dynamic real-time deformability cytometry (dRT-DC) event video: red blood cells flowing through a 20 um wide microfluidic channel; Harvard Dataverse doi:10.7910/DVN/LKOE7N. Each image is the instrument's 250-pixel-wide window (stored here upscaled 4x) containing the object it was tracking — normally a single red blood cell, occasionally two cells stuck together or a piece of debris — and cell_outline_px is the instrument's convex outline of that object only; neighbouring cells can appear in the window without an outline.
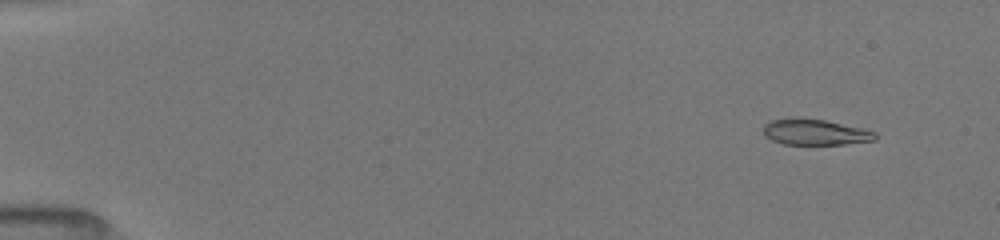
{"species": "common noctule bat (a hibernating species)", "species_latin": "Nyctalus noctula", "temperature_condition": "room temperature", "stored_images_in_passage": 20, "camera_frame_rate_fps": 3000, "um_per_image_px": 0.085, "animal": {"sex": "female", "body_mass_g": 19.5, "forearm_length_mm": 54.1}, "frame": {"image": 1, "passage_image": 2, "time_ms": 1.0, "image_size_px": [1000, 240], "cell_outline_px": [[876, 140], [844, 144], [784, 144], [772, 140], [764, 136], [764, 124], [772, 120], [788, 116], [796, 116], [824, 120], [860, 128], [876, 132]], "centroid_in_image_um": [69.22, 11.21], "position_along_channel_um": 15.8, "area_um2": 16.99}}
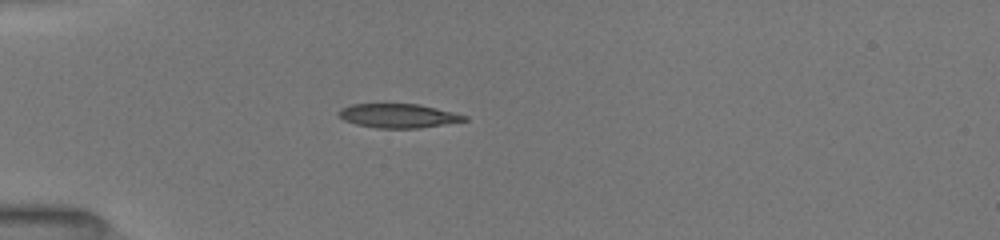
{"frame": {"image": 2, "passage_image": 13, "time_ms": 4.667, "image_size_px": [1000, 240], "cell_outline_px": [[468, 120], [420, 128], [376, 128], [356, 124], [344, 120], [336, 112], [340, 108], [348, 104], [420, 104], [468, 116]], "centroid_in_image_um": [33.82, 9.83], "position_along_channel_um": 51.2, "area_um2": 17.63}}
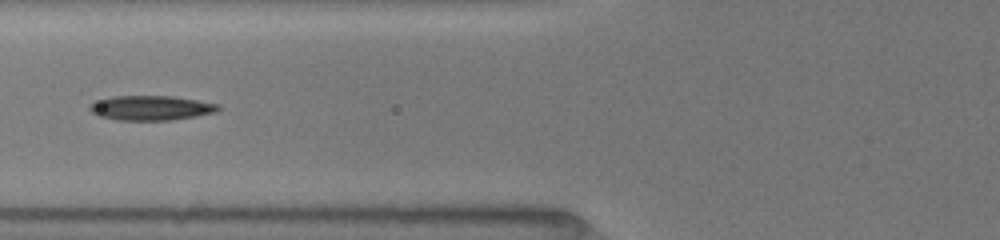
{"frame": {"image": 3, "passage_image": 18, "time_ms": 6.667, "image_size_px": [1000, 240], "cell_outline_px": [[220, 108], [216, 112], [196, 116], [172, 120], [116, 120], [96, 116], [88, 108], [88, 104], [112, 96], [172, 96], [220, 104]], "centroid_in_image_um": [12.81, 9.18], "position_along_channel_um": 113.0, "area_um2": 18.55}}